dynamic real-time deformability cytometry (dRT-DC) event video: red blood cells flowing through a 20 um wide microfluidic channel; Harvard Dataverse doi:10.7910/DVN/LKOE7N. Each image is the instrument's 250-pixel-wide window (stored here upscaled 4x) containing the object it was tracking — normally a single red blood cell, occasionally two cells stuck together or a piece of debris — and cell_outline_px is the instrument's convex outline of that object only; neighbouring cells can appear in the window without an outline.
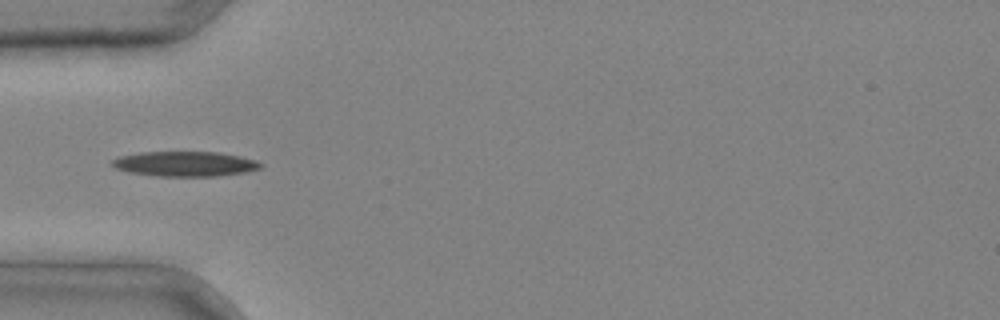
{"species": "common noctule bat (a hibernating species)", "species_latin": "Nyctalus noctula", "temperature_condition": "cold", "stored_images_in_passage": 4, "camera_frame_rate_fps": 3000, "um_per_image_px": 0.085, "animal": {"sex": "male", "body_mass_g": 20.4}, "frame": {"image": 1, "passage_image": 4, "time_ms": 1.0, "image_size_px": [1000, 320], "cell_outline_px": [[264, 168], [244, 172], [216, 176], [156, 176], [128, 172], [116, 168], [112, 164], [112, 160], [120, 156], [140, 152], [220, 152], [240, 156], [256, 160], [264, 164]], "centroid_in_image_um": [15.77, 13.93], "position_along_channel_um": 69.2, "area_um2": 21.68}}